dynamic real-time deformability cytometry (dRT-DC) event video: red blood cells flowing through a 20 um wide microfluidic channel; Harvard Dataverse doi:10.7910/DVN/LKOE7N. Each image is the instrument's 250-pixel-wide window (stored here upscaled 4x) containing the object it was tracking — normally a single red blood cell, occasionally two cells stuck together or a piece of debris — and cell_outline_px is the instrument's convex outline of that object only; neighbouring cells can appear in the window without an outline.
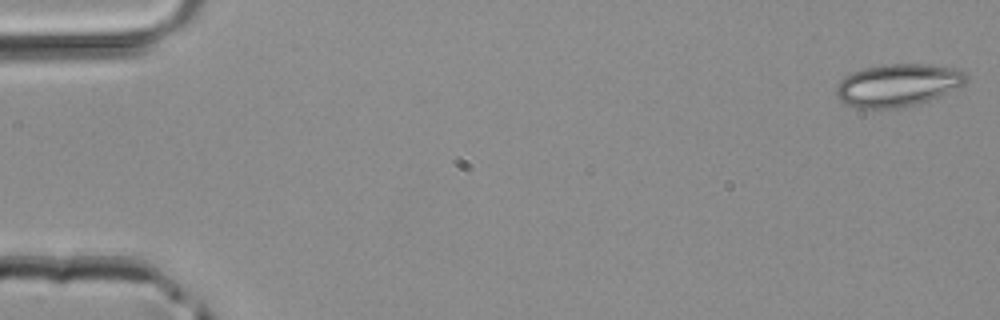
{"species": "common noctule bat (a hibernating species)", "species_latin": "Nyctalus noctula", "temperature_condition": "room temperature", "stored_images_in_passage": 5, "camera_frame_rate_fps": 3000, "um_per_image_px": 0.085, "animal": {"sex": "male", "body_mass_g": 20.4}, "frame": {"image": 1, "passage_image": 1, "time_ms": 0.0, "image_size_px": [1000, 320], "cell_outline_px": [[972, 76], [964, 84], [928, 100], [916, 104], [900, 108], [856, 108], [844, 104], [840, 100], [836, 92], [836, 88], [840, 80], [844, 76], [852, 72], [864, 68], [884, 64], [928, 64], [960, 68], [968, 72]], "centroid_in_image_um": [76.34, 7.22], "position_along_channel_um": 8.7, "area_um2": 32.54}}